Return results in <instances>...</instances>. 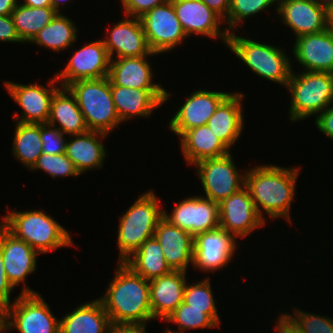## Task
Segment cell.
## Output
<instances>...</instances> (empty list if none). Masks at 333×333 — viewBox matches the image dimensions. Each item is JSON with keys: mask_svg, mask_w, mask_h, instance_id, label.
Returning a JSON list of instances; mask_svg holds the SVG:
<instances>
[{"mask_svg": "<svg viewBox=\"0 0 333 333\" xmlns=\"http://www.w3.org/2000/svg\"><path fill=\"white\" fill-rule=\"evenodd\" d=\"M115 277L99 300L111 323L143 324L153 320L150 284L123 262H118Z\"/></svg>", "mask_w": 333, "mask_h": 333, "instance_id": "cell-1", "label": "cell"}, {"mask_svg": "<svg viewBox=\"0 0 333 333\" xmlns=\"http://www.w3.org/2000/svg\"><path fill=\"white\" fill-rule=\"evenodd\" d=\"M299 170L294 167L261 165L250 168L244 173L245 187L250 193L257 212L264 220L263 211L271 219L283 217L291 223L290 206L295 196Z\"/></svg>", "mask_w": 333, "mask_h": 333, "instance_id": "cell-2", "label": "cell"}, {"mask_svg": "<svg viewBox=\"0 0 333 333\" xmlns=\"http://www.w3.org/2000/svg\"><path fill=\"white\" fill-rule=\"evenodd\" d=\"M2 219L1 225L8 232L39 254L74 245L69 232L44 211H10Z\"/></svg>", "mask_w": 333, "mask_h": 333, "instance_id": "cell-3", "label": "cell"}, {"mask_svg": "<svg viewBox=\"0 0 333 333\" xmlns=\"http://www.w3.org/2000/svg\"><path fill=\"white\" fill-rule=\"evenodd\" d=\"M158 196L151 190L136 199L119 219L117 244L119 262H123L146 240L154 237L159 220L163 217Z\"/></svg>", "mask_w": 333, "mask_h": 333, "instance_id": "cell-4", "label": "cell"}, {"mask_svg": "<svg viewBox=\"0 0 333 333\" xmlns=\"http://www.w3.org/2000/svg\"><path fill=\"white\" fill-rule=\"evenodd\" d=\"M67 88L75 96L89 130L109 134L121 124L108 77L78 80Z\"/></svg>", "mask_w": 333, "mask_h": 333, "instance_id": "cell-5", "label": "cell"}, {"mask_svg": "<svg viewBox=\"0 0 333 333\" xmlns=\"http://www.w3.org/2000/svg\"><path fill=\"white\" fill-rule=\"evenodd\" d=\"M23 285L14 303L0 313V333L14 327L20 333H60V320L53 315L49 305L26 283Z\"/></svg>", "mask_w": 333, "mask_h": 333, "instance_id": "cell-6", "label": "cell"}, {"mask_svg": "<svg viewBox=\"0 0 333 333\" xmlns=\"http://www.w3.org/2000/svg\"><path fill=\"white\" fill-rule=\"evenodd\" d=\"M292 71L285 87L291 94L289 118L299 121L311 115H318L333 105V73Z\"/></svg>", "mask_w": 333, "mask_h": 333, "instance_id": "cell-7", "label": "cell"}, {"mask_svg": "<svg viewBox=\"0 0 333 333\" xmlns=\"http://www.w3.org/2000/svg\"><path fill=\"white\" fill-rule=\"evenodd\" d=\"M227 47L258 76L287 86L292 63L280 47L237 36L233 32L229 33Z\"/></svg>", "mask_w": 333, "mask_h": 333, "instance_id": "cell-8", "label": "cell"}, {"mask_svg": "<svg viewBox=\"0 0 333 333\" xmlns=\"http://www.w3.org/2000/svg\"><path fill=\"white\" fill-rule=\"evenodd\" d=\"M205 191V198L219 204L245 186V175H240L231 153L195 164Z\"/></svg>", "mask_w": 333, "mask_h": 333, "instance_id": "cell-9", "label": "cell"}, {"mask_svg": "<svg viewBox=\"0 0 333 333\" xmlns=\"http://www.w3.org/2000/svg\"><path fill=\"white\" fill-rule=\"evenodd\" d=\"M150 50L166 53L187 38L179 22L171 0L156 6L140 18Z\"/></svg>", "mask_w": 333, "mask_h": 333, "instance_id": "cell-10", "label": "cell"}, {"mask_svg": "<svg viewBox=\"0 0 333 333\" xmlns=\"http://www.w3.org/2000/svg\"><path fill=\"white\" fill-rule=\"evenodd\" d=\"M163 217L193 237L220 227L219 204L200 195L175 203L170 215L163 210Z\"/></svg>", "mask_w": 333, "mask_h": 333, "instance_id": "cell-11", "label": "cell"}, {"mask_svg": "<svg viewBox=\"0 0 333 333\" xmlns=\"http://www.w3.org/2000/svg\"><path fill=\"white\" fill-rule=\"evenodd\" d=\"M110 61L103 40L92 41L76 51L63 71L57 72L55 77L60 80L61 87L78 80L108 77Z\"/></svg>", "mask_w": 333, "mask_h": 333, "instance_id": "cell-12", "label": "cell"}, {"mask_svg": "<svg viewBox=\"0 0 333 333\" xmlns=\"http://www.w3.org/2000/svg\"><path fill=\"white\" fill-rule=\"evenodd\" d=\"M219 225L241 239L265 225L245 186L219 203Z\"/></svg>", "mask_w": 333, "mask_h": 333, "instance_id": "cell-13", "label": "cell"}, {"mask_svg": "<svg viewBox=\"0 0 333 333\" xmlns=\"http://www.w3.org/2000/svg\"><path fill=\"white\" fill-rule=\"evenodd\" d=\"M56 81V77L50 79L49 88L37 83L24 85L5 81V89L23 110L22 116L18 113L14 115L15 120L20 123H47L52 97L59 89L54 85Z\"/></svg>", "mask_w": 333, "mask_h": 333, "instance_id": "cell-14", "label": "cell"}, {"mask_svg": "<svg viewBox=\"0 0 333 333\" xmlns=\"http://www.w3.org/2000/svg\"><path fill=\"white\" fill-rule=\"evenodd\" d=\"M236 239L233 234L220 227L196 235L192 264L205 272L227 266L238 248Z\"/></svg>", "mask_w": 333, "mask_h": 333, "instance_id": "cell-15", "label": "cell"}, {"mask_svg": "<svg viewBox=\"0 0 333 333\" xmlns=\"http://www.w3.org/2000/svg\"><path fill=\"white\" fill-rule=\"evenodd\" d=\"M186 36L192 34L222 39L227 45L229 32L221 29L223 19L201 0H171ZM220 27V28H219ZM220 37V38H219Z\"/></svg>", "mask_w": 333, "mask_h": 333, "instance_id": "cell-16", "label": "cell"}, {"mask_svg": "<svg viewBox=\"0 0 333 333\" xmlns=\"http://www.w3.org/2000/svg\"><path fill=\"white\" fill-rule=\"evenodd\" d=\"M227 92L197 90L189 95L169 122V128L179 137L191 128L206 125L218 106L230 95Z\"/></svg>", "mask_w": 333, "mask_h": 333, "instance_id": "cell-17", "label": "cell"}, {"mask_svg": "<svg viewBox=\"0 0 333 333\" xmlns=\"http://www.w3.org/2000/svg\"><path fill=\"white\" fill-rule=\"evenodd\" d=\"M276 11L295 38L328 28V9L316 0H278Z\"/></svg>", "mask_w": 333, "mask_h": 333, "instance_id": "cell-18", "label": "cell"}, {"mask_svg": "<svg viewBox=\"0 0 333 333\" xmlns=\"http://www.w3.org/2000/svg\"><path fill=\"white\" fill-rule=\"evenodd\" d=\"M111 93L120 122L134 116L149 117L159 106L169 100L170 92L165 89H136L111 86Z\"/></svg>", "mask_w": 333, "mask_h": 333, "instance_id": "cell-19", "label": "cell"}, {"mask_svg": "<svg viewBox=\"0 0 333 333\" xmlns=\"http://www.w3.org/2000/svg\"><path fill=\"white\" fill-rule=\"evenodd\" d=\"M103 39L111 60L114 54L117 58L158 55L150 50L140 19L126 15L119 21ZM116 52V53H115Z\"/></svg>", "mask_w": 333, "mask_h": 333, "instance_id": "cell-20", "label": "cell"}, {"mask_svg": "<svg viewBox=\"0 0 333 333\" xmlns=\"http://www.w3.org/2000/svg\"><path fill=\"white\" fill-rule=\"evenodd\" d=\"M292 49L305 71L333 73V32L329 28L297 37Z\"/></svg>", "mask_w": 333, "mask_h": 333, "instance_id": "cell-21", "label": "cell"}, {"mask_svg": "<svg viewBox=\"0 0 333 333\" xmlns=\"http://www.w3.org/2000/svg\"><path fill=\"white\" fill-rule=\"evenodd\" d=\"M0 248L8 281L15 288L35 272L39 253L25 241L17 239L0 224Z\"/></svg>", "mask_w": 333, "mask_h": 333, "instance_id": "cell-22", "label": "cell"}, {"mask_svg": "<svg viewBox=\"0 0 333 333\" xmlns=\"http://www.w3.org/2000/svg\"><path fill=\"white\" fill-rule=\"evenodd\" d=\"M154 237L162 247L163 255L172 270L186 272L193 261L194 237L187 231L172 225L162 217L155 229Z\"/></svg>", "mask_w": 333, "mask_h": 333, "instance_id": "cell-23", "label": "cell"}, {"mask_svg": "<svg viewBox=\"0 0 333 333\" xmlns=\"http://www.w3.org/2000/svg\"><path fill=\"white\" fill-rule=\"evenodd\" d=\"M186 283V272L178 270H172L161 277L149 281L153 320L160 318L165 321L183 302Z\"/></svg>", "mask_w": 333, "mask_h": 333, "instance_id": "cell-24", "label": "cell"}, {"mask_svg": "<svg viewBox=\"0 0 333 333\" xmlns=\"http://www.w3.org/2000/svg\"><path fill=\"white\" fill-rule=\"evenodd\" d=\"M241 92L231 93L216 109L207 122L215 136L229 149L241 136L244 128Z\"/></svg>", "mask_w": 333, "mask_h": 333, "instance_id": "cell-25", "label": "cell"}, {"mask_svg": "<svg viewBox=\"0 0 333 333\" xmlns=\"http://www.w3.org/2000/svg\"><path fill=\"white\" fill-rule=\"evenodd\" d=\"M149 56L123 57L110 61L109 75L111 86L136 89H164L160 84L153 83L151 63L146 61Z\"/></svg>", "mask_w": 333, "mask_h": 333, "instance_id": "cell-26", "label": "cell"}, {"mask_svg": "<svg viewBox=\"0 0 333 333\" xmlns=\"http://www.w3.org/2000/svg\"><path fill=\"white\" fill-rule=\"evenodd\" d=\"M107 135L109 134L89 130L82 134L71 135L74 138L66 142L65 154L80 175L90 169L102 168L107 153L101 139Z\"/></svg>", "mask_w": 333, "mask_h": 333, "instance_id": "cell-27", "label": "cell"}, {"mask_svg": "<svg viewBox=\"0 0 333 333\" xmlns=\"http://www.w3.org/2000/svg\"><path fill=\"white\" fill-rule=\"evenodd\" d=\"M63 134L76 135L89 131L75 96L67 87H59L52 97L47 124Z\"/></svg>", "mask_w": 333, "mask_h": 333, "instance_id": "cell-28", "label": "cell"}, {"mask_svg": "<svg viewBox=\"0 0 333 333\" xmlns=\"http://www.w3.org/2000/svg\"><path fill=\"white\" fill-rule=\"evenodd\" d=\"M179 142H181V151L189 165H195L204 159L221 157L230 152L207 125L185 131L180 136Z\"/></svg>", "mask_w": 333, "mask_h": 333, "instance_id": "cell-29", "label": "cell"}, {"mask_svg": "<svg viewBox=\"0 0 333 333\" xmlns=\"http://www.w3.org/2000/svg\"><path fill=\"white\" fill-rule=\"evenodd\" d=\"M110 319L97 298L79 305L60 319V333H107Z\"/></svg>", "mask_w": 333, "mask_h": 333, "instance_id": "cell-30", "label": "cell"}, {"mask_svg": "<svg viewBox=\"0 0 333 333\" xmlns=\"http://www.w3.org/2000/svg\"><path fill=\"white\" fill-rule=\"evenodd\" d=\"M123 263L149 281L172 271L163 255L162 247L155 237L146 240Z\"/></svg>", "mask_w": 333, "mask_h": 333, "instance_id": "cell-31", "label": "cell"}, {"mask_svg": "<svg viewBox=\"0 0 333 333\" xmlns=\"http://www.w3.org/2000/svg\"><path fill=\"white\" fill-rule=\"evenodd\" d=\"M77 31L72 20L59 12L29 43H35L59 53L61 50L73 46L72 44L77 41Z\"/></svg>", "mask_w": 333, "mask_h": 333, "instance_id": "cell-32", "label": "cell"}, {"mask_svg": "<svg viewBox=\"0 0 333 333\" xmlns=\"http://www.w3.org/2000/svg\"><path fill=\"white\" fill-rule=\"evenodd\" d=\"M58 14L52 7H28L19 3L11 13L20 40L29 42Z\"/></svg>", "mask_w": 333, "mask_h": 333, "instance_id": "cell-33", "label": "cell"}, {"mask_svg": "<svg viewBox=\"0 0 333 333\" xmlns=\"http://www.w3.org/2000/svg\"><path fill=\"white\" fill-rule=\"evenodd\" d=\"M13 140V155L28 169L42 154L40 124L16 121Z\"/></svg>", "mask_w": 333, "mask_h": 333, "instance_id": "cell-34", "label": "cell"}, {"mask_svg": "<svg viewBox=\"0 0 333 333\" xmlns=\"http://www.w3.org/2000/svg\"><path fill=\"white\" fill-rule=\"evenodd\" d=\"M166 321L177 324L179 329L177 331L167 329L164 333H186L187 329L218 328L219 326L206 314V309L190 308V305L184 301L167 317Z\"/></svg>", "mask_w": 333, "mask_h": 333, "instance_id": "cell-35", "label": "cell"}, {"mask_svg": "<svg viewBox=\"0 0 333 333\" xmlns=\"http://www.w3.org/2000/svg\"><path fill=\"white\" fill-rule=\"evenodd\" d=\"M210 283L209 277L192 285H187L186 283L183 301L190 305V308L206 309V314L220 325V317L215 303L217 301L213 298Z\"/></svg>", "mask_w": 333, "mask_h": 333, "instance_id": "cell-36", "label": "cell"}, {"mask_svg": "<svg viewBox=\"0 0 333 333\" xmlns=\"http://www.w3.org/2000/svg\"><path fill=\"white\" fill-rule=\"evenodd\" d=\"M278 0H231L230 9L227 17L224 19L227 21L226 29L229 33H231L232 29H236L237 25L243 22L247 17H251V15H257L258 13L264 11L265 9L272 6V4L277 3Z\"/></svg>", "mask_w": 333, "mask_h": 333, "instance_id": "cell-37", "label": "cell"}, {"mask_svg": "<svg viewBox=\"0 0 333 333\" xmlns=\"http://www.w3.org/2000/svg\"><path fill=\"white\" fill-rule=\"evenodd\" d=\"M38 169L45 171L53 178L66 176L76 177L80 175L72 161L66 156L65 153H42L29 170Z\"/></svg>", "mask_w": 333, "mask_h": 333, "instance_id": "cell-38", "label": "cell"}, {"mask_svg": "<svg viewBox=\"0 0 333 333\" xmlns=\"http://www.w3.org/2000/svg\"><path fill=\"white\" fill-rule=\"evenodd\" d=\"M294 314L284 313L302 333H333V318L295 309ZM294 315V316H293Z\"/></svg>", "mask_w": 333, "mask_h": 333, "instance_id": "cell-39", "label": "cell"}, {"mask_svg": "<svg viewBox=\"0 0 333 333\" xmlns=\"http://www.w3.org/2000/svg\"><path fill=\"white\" fill-rule=\"evenodd\" d=\"M58 128L47 123L40 124V136L42 140V153H65L66 139Z\"/></svg>", "mask_w": 333, "mask_h": 333, "instance_id": "cell-40", "label": "cell"}, {"mask_svg": "<svg viewBox=\"0 0 333 333\" xmlns=\"http://www.w3.org/2000/svg\"><path fill=\"white\" fill-rule=\"evenodd\" d=\"M167 0H121L124 14L140 18L146 12L165 3Z\"/></svg>", "mask_w": 333, "mask_h": 333, "instance_id": "cell-41", "label": "cell"}, {"mask_svg": "<svg viewBox=\"0 0 333 333\" xmlns=\"http://www.w3.org/2000/svg\"><path fill=\"white\" fill-rule=\"evenodd\" d=\"M14 287L8 281L3 265V255L0 248V313L10 305V295Z\"/></svg>", "mask_w": 333, "mask_h": 333, "instance_id": "cell-42", "label": "cell"}, {"mask_svg": "<svg viewBox=\"0 0 333 333\" xmlns=\"http://www.w3.org/2000/svg\"><path fill=\"white\" fill-rule=\"evenodd\" d=\"M23 43L15 29L11 15H0V42Z\"/></svg>", "mask_w": 333, "mask_h": 333, "instance_id": "cell-43", "label": "cell"}, {"mask_svg": "<svg viewBox=\"0 0 333 333\" xmlns=\"http://www.w3.org/2000/svg\"><path fill=\"white\" fill-rule=\"evenodd\" d=\"M315 123L322 134L333 140V105L318 114Z\"/></svg>", "mask_w": 333, "mask_h": 333, "instance_id": "cell-44", "label": "cell"}, {"mask_svg": "<svg viewBox=\"0 0 333 333\" xmlns=\"http://www.w3.org/2000/svg\"><path fill=\"white\" fill-rule=\"evenodd\" d=\"M107 333H146V325L110 323Z\"/></svg>", "mask_w": 333, "mask_h": 333, "instance_id": "cell-45", "label": "cell"}, {"mask_svg": "<svg viewBox=\"0 0 333 333\" xmlns=\"http://www.w3.org/2000/svg\"><path fill=\"white\" fill-rule=\"evenodd\" d=\"M223 20L227 17L231 0H201Z\"/></svg>", "mask_w": 333, "mask_h": 333, "instance_id": "cell-46", "label": "cell"}, {"mask_svg": "<svg viewBox=\"0 0 333 333\" xmlns=\"http://www.w3.org/2000/svg\"><path fill=\"white\" fill-rule=\"evenodd\" d=\"M277 333H302V331L283 313L278 316Z\"/></svg>", "mask_w": 333, "mask_h": 333, "instance_id": "cell-47", "label": "cell"}, {"mask_svg": "<svg viewBox=\"0 0 333 333\" xmlns=\"http://www.w3.org/2000/svg\"><path fill=\"white\" fill-rule=\"evenodd\" d=\"M18 3V0H0V15H11Z\"/></svg>", "mask_w": 333, "mask_h": 333, "instance_id": "cell-48", "label": "cell"}, {"mask_svg": "<svg viewBox=\"0 0 333 333\" xmlns=\"http://www.w3.org/2000/svg\"><path fill=\"white\" fill-rule=\"evenodd\" d=\"M23 2L24 3L22 4L28 7H36V8L52 7L50 0H24Z\"/></svg>", "mask_w": 333, "mask_h": 333, "instance_id": "cell-49", "label": "cell"}, {"mask_svg": "<svg viewBox=\"0 0 333 333\" xmlns=\"http://www.w3.org/2000/svg\"><path fill=\"white\" fill-rule=\"evenodd\" d=\"M50 1H51L52 8L55 9L59 13V11L61 12L60 7H63L62 5L63 4L65 5L66 2L69 0H50Z\"/></svg>", "mask_w": 333, "mask_h": 333, "instance_id": "cell-50", "label": "cell"}, {"mask_svg": "<svg viewBox=\"0 0 333 333\" xmlns=\"http://www.w3.org/2000/svg\"><path fill=\"white\" fill-rule=\"evenodd\" d=\"M328 28L333 32V6L328 9Z\"/></svg>", "mask_w": 333, "mask_h": 333, "instance_id": "cell-51", "label": "cell"}, {"mask_svg": "<svg viewBox=\"0 0 333 333\" xmlns=\"http://www.w3.org/2000/svg\"><path fill=\"white\" fill-rule=\"evenodd\" d=\"M320 5L329 9L333 6V0H316Z\"/></svg>", "mask_w": 333, "mask_h": 333, "instance_id": "cell-52", "label": "cell"}]
</instances>
